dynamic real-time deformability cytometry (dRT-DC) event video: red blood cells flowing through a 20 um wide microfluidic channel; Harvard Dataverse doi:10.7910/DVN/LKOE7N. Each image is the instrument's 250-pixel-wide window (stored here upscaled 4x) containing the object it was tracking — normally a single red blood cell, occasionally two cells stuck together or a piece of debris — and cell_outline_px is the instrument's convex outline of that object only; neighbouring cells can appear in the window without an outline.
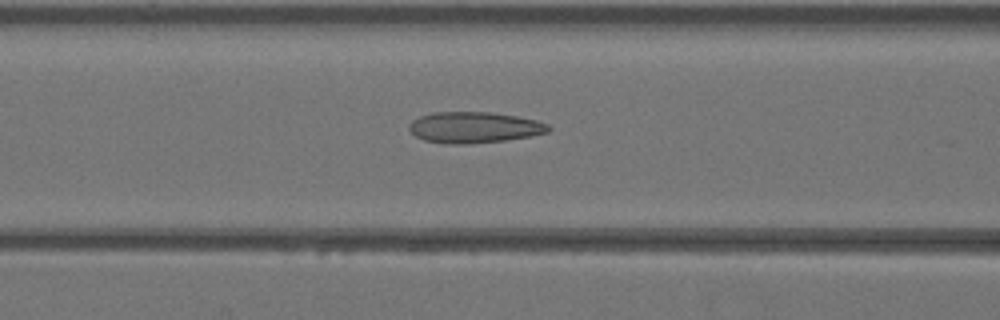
{"species": "Egyptian fruit bat (a non-hibernating species)", "species_latin": "Rousettus aegyptiacus", "temperature_condition": "warm", "stored_images_in_passage": 17, "camera_frame_rate_fps": 3000, "um_per_image_px": 0.085, "animal": {"sex": "female"}, "frame": {"image": 1, "passage_image": 14, "time_ms": 4.333, "image_size_px": [1000, 320], "cell_outline_px": [[552, 128], [548, 132], [528, 136], [504, 140], [468, 144], [444, 144], [424, 140], [416, 136], [408, 128], [408, 124], [412, 120], [420, 116], [432, 112], [488, 112], [516, 116], [536, 120], [548, 124]], "centroid_in_image_um": [40.27, 10.83], "position_along_channel_um": 126.3, "area_um2": 25.2}}
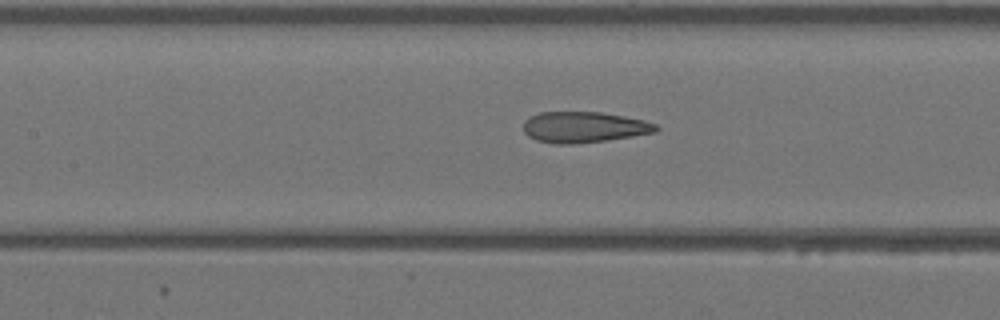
{"frame": {"image": 2, "passage_image": 16, "time_ms": 5.0, "image_size_px": [1000, 320], "cell_outline_px": [[660, 128], [656, 132], [608, 140], [572, 144], [552, 144], [536, 140], [528, 136], [524, 132], [524, 120], [528, 116], [540, 112], [600, 112], [624, 116], [644, 120], [656, 124]], "centroid_in_image_um": [49.61, 10.81], "position_along_channel_um": 157.8, "area_um2": 24.04}}